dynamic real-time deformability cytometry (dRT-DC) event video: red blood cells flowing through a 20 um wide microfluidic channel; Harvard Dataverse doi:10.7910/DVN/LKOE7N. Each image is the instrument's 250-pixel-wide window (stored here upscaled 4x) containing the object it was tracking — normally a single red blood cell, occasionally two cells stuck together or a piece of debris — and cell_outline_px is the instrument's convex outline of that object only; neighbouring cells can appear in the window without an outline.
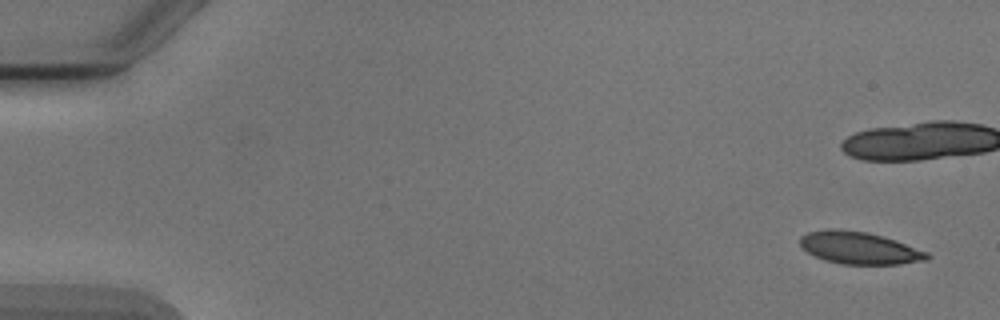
{"species": "Egyptian fruit bat (a non-hibernating species)", "species_latin": "Rousettus aegyptiacus", "temperature_condition": "cold", "stored_images_in_passage": 7, "camera_frame_rate_fps": 3000, "um_per_image_px": 0.085, "animal": {"sex": "male"}, "frame": {"image": 1, "passage_image": 1, "time_ms": 0.0, "image_size_px": [1000, 320], "cell_outline_px": [[932, 256], [928, 260], [900, 264], [840, 264], [824, 260], [808, 252], [800, 244], [800, 236], [808, 232], [832, 228], [836, 228], [868, 232], [896, 240], [928, 252]], "centroid_in_image_um": [73.07, 21.07], "position_along_channel_um": 11.9, "area_um2": 23.99}}
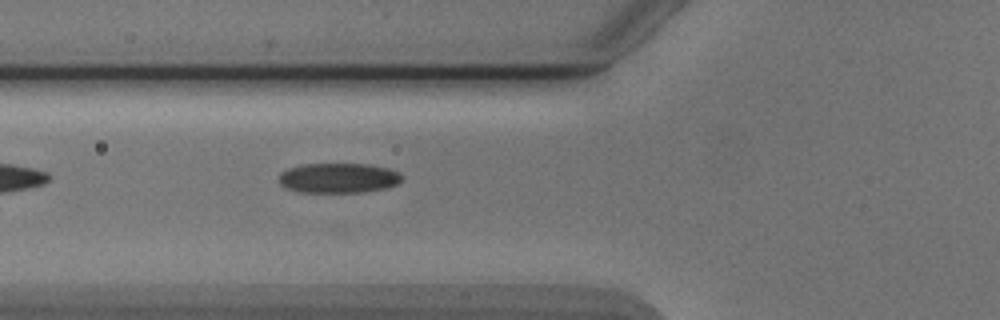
{"frame": {"image": 2, "passage_image": 7, "time_ms": 7.0, "image_size_px": [1000, 320], "cell_outline_px": [[404, 176], [396, 184], [384, 188], [364, 192], [300, 192], [288, 188], [280, 184], [280, 172], [288, 168], [304, 164], [368, 164], [388, 168], [400, 172]], "centroid_in_image_um": [28.78, 15.12], "position_along_channel_um": 97.0, "area_um2": 21.39}}